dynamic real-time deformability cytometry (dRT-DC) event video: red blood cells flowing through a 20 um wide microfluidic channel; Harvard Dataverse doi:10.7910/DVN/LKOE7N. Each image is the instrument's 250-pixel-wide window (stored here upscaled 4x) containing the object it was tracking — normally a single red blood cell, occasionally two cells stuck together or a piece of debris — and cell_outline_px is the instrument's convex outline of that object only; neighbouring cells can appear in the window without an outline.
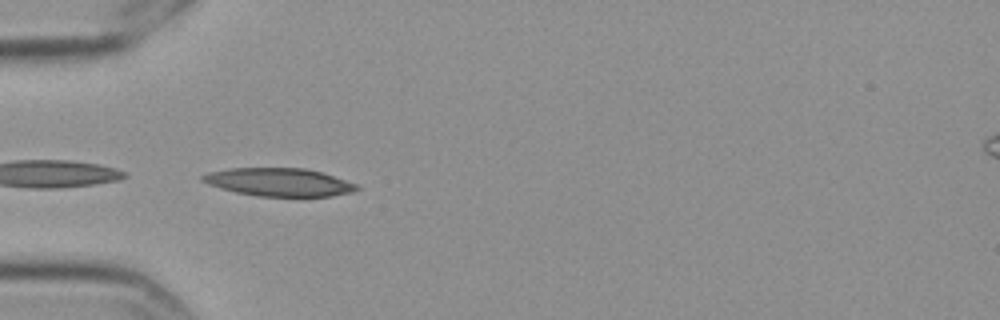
{"species": "Egyptian fruit bat (a non-hibernating species)", "species_latin": "Rousettus aegyptiacus", "temperature_condition": "cold", "stored_images_in_passage": 4, "camera_frame_rate_fps": 3000, "um_per_image_px": 0.085, "frame": {"image": 1, "passage_image": 3, "time_ms": 0.667, "image_size_px": [1000, 320], "cell_outline_px": [[360, 188], [352, 192], [332, 196], [260, 196], [236, 192], [220, 188], [208, 184], [200, 180], [200, 176], [208, 172], [232, 168], [304, 168], [320, 172], [356, 184]], "centroid_in_image_um": [23.67, 15.48], "position_along_channel_um": 61.3, "area_um2": 24.97}}